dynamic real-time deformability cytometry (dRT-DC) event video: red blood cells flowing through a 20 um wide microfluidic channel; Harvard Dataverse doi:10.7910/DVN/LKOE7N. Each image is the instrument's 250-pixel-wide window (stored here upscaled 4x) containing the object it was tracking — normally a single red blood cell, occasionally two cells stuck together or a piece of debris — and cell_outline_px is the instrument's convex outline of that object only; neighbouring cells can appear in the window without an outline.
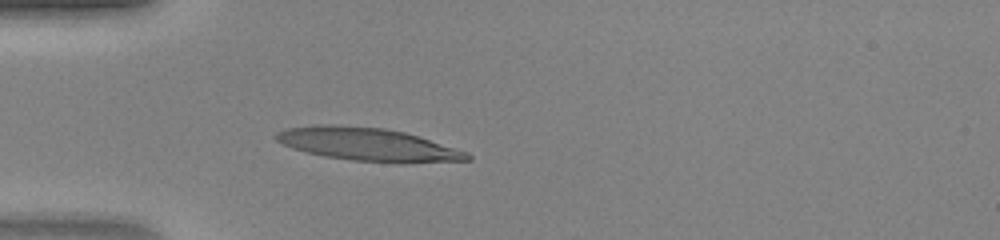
{"species": "human", "species_latin": "Homo sapiens", "temperature_condition": "warm", "stored_images_in_passage": 34, "camera_frame_rate_fps": 3000, "um_per_image_px": 0.085, "donor": {"sex": "female"}, "frame": {"image": 1, "passage_image": 1, "time_ms": 0.0, "image_size_px": [1000, 240], "cell_outline_px": [[472, 160], [400, 164], [352, 160], [324, 156], [292, 148], [276, 140], [272, 136], [276, 132], [284, 128], [316, 124], [336, 124], [384, 128], [404, 132], [468, 152], [472, 156]], "centroid_in_image_um": [31.25, 12.28], "position_along_channel_um": 53.7, "area_um2": 37.17}}
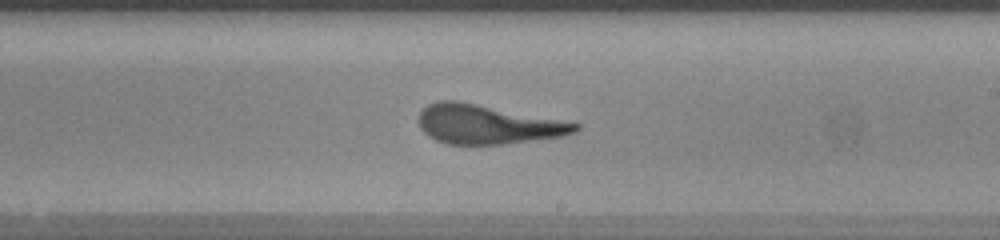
{"frame": {"image": 2, "passage_image": 15, "time_ms": 4.667, "image_size_px": [1000, 240], "cell_outline_px": [[580, 128], [576, 132], [564, 136], [504, 144], [448, 144], [436, 140], [428, 136], [420, 128], [420, 112], [428, 104], [436, 100], [456, 100], [580, 124]], "centroid_in_image_um": [41.41, 10.58], "position_along_channel_um": 247.6, "area_um2": 35.32}}
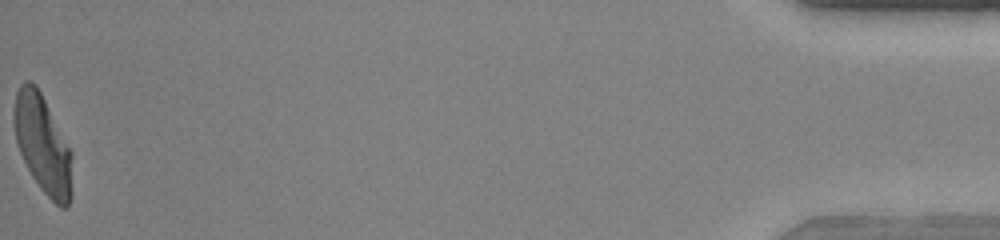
{"frame": {"image": 3, "passage_image": 34, "time_ms": 11.0, "image_size_px": [1000, 240], "cell_outline_px": [[72, 196], [68, 208], [60, 208], [40, 188], [32, 176], [20, 152], [16, 140], [12, 120], [12, 112], [16, 92], [20, 84], [24, 80], [32, 80], [36, 84], [72, 152]], "centroid_in_image_um": [3.62, 12.26], "position_along_channel_um": 431.6, "area_um2": 33.64}}